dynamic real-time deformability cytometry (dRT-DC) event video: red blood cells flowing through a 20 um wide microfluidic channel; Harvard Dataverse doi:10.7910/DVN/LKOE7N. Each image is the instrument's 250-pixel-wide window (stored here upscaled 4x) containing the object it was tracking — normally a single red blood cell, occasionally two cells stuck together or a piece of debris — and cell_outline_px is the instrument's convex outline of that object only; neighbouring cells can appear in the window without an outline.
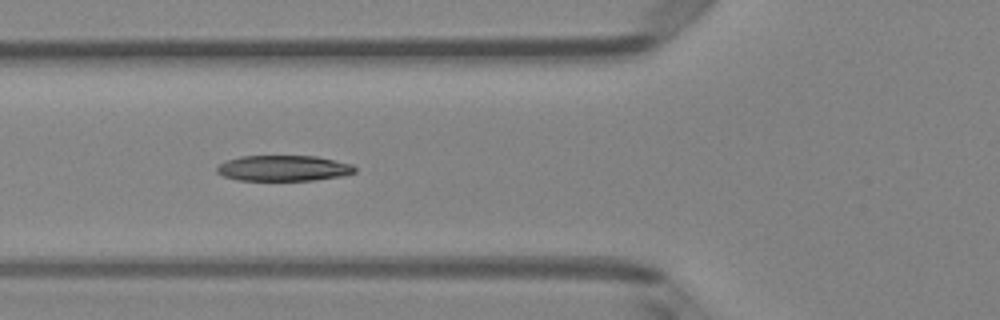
{"species": "Egyptian fruit bat (a non-hibernating species)", "species_latin": "Rousettus aegyptiacus", "temperature_condition": "room temperature", "stored_images_in_passage": 12, "camera_frame_rate_fps": 3000, "um_per_image_px": 0.085, "animal": {"sex": "female"}, "frame": {"image": 1, "passage_image": 9, "time_ms": 2.667, "image_size_px": [1000, 320], "cell_outline_px": [[344, 172], [324, 176], [292, 180], [260, 180], [240, 176], [264, 156], [296, 156], [324, 160]], "centroid_in_image_um": [24.62, 14.33], "position_along_channel_um": 101.2, "area_um2": 12.83}}